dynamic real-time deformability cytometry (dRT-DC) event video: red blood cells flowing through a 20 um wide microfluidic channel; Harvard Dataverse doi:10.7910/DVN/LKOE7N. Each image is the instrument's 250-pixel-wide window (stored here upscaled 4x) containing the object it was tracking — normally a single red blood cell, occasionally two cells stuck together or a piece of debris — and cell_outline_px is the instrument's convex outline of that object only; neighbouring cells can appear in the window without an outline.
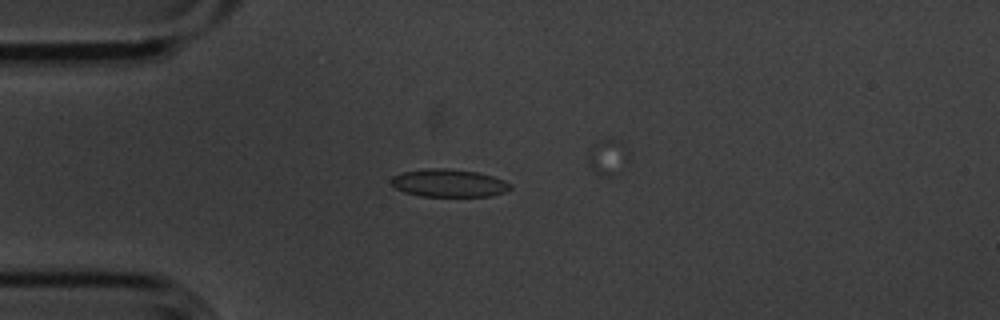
{"species": "common noctule bat (a hibernating species)", "species_latin": "Nyctalus noctula", "temperature_condition": "cold", "stored_images_in_passage": 10, "camera_frame_rate_fps": 3000, "um_per_image_px": 0.085, "animal": {"sex": "male", "body_mass_g": 20.1, "forearm_length_mm": 53.5}, "frame": {"image": 1, "passage_image": 5, "time_ms": 1.333, "image_size_px": [1000, 320], "cell_outline_px": [[512, 188], [504, 192], [492, 196], [420, 196], [404, 192], [396, 188], [392, 184], [392, 176], [404, 172], [428, 168], [444, 168], [476, 172], [492, 176], [504, 180], [512, 184]], "centroid_in_image_um": [38.17, 15.57], "position_along_channel_um": 46.8, "area_um2": 19.19}}
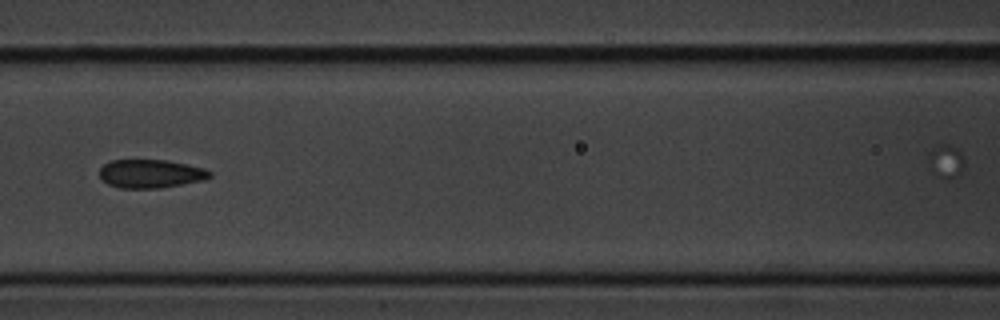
{"frame": {"image": 2, "passage_image": 8, "time_ms": 2.333, "image_size_px": [1000, 320], "cell_outline_px": [[212, 176], [204, 180], [160, 188], [120, 188], [108, 184], [100, 180], [100, 168], [104, 164], [112, 160], [168, 160], [188, 164], [204, 168], [212, 172]], "centroid_in_image_um": [12.81, 14.76], "position_along_channel_um": 153.8, "area_um2": 18.44}}
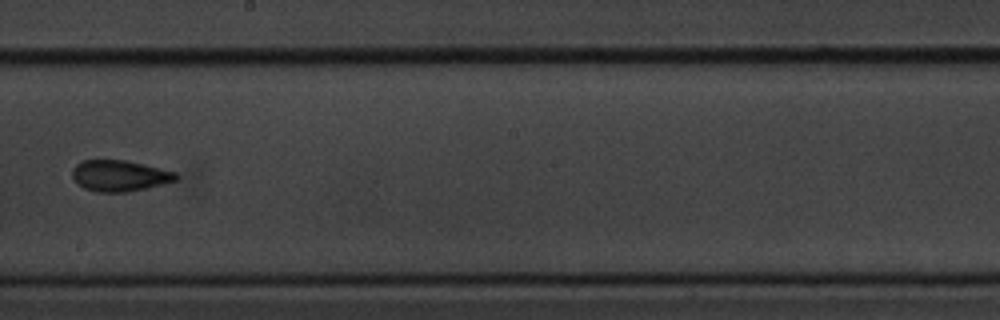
{"frame": {"image": 3, "passage_image": 10, "time_ms": 3.0, "image_size_px": [1000, 320], "cell_outline_px": [[180, 176], [176, 180], [128, 192], [96, 192], [84, 188], [76, 184], [72, 176], [72, 168], [76, 164], [84, 160], [124, 160], [176, 172]], "centroid_in_image_um": [10.11, 14.94], "position_along_channel_um": 238.1, "area_um2": 18.67}}